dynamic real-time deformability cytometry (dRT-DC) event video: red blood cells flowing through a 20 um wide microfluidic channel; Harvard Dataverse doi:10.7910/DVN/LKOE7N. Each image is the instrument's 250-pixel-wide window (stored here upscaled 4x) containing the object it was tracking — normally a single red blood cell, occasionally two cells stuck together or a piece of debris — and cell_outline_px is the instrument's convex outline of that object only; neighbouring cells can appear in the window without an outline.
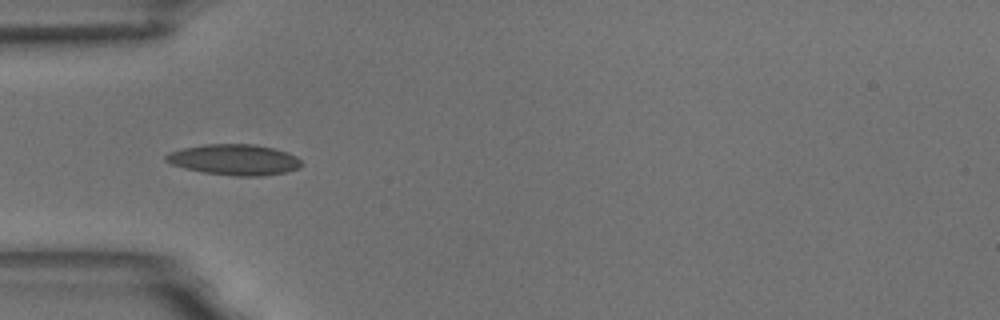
{"species": "common noctule bat (a hibernating species)", "species_latin": "Nyctalus noctula", "temperature_condition": "room temperature", "stored_images_in_passage": 41, "camera_frame_rate_fps": 3000, "um_per_image_px": 0.085, "animal": {"sex": "male", "body_mass_g": 18.8}, "frame": {"image": 1, "passage_image": 1, "time_ms": 0.0, "image_size_px": [1000, 320], "cell_outline_px": [[304, 164], [300, 168], [284, 172], [264, 176], [236, 176], [204, 172], [184, 168], [172, 164], [164, 160], [164, 156], [168, 152], [184, 148], [204, 144], [256, 144], [288, 152], [296, 156]], "centroid_in_image_um": [19.93, 13.57], "position_along_channel_um": 65.1, "area_um2": 24.39}}
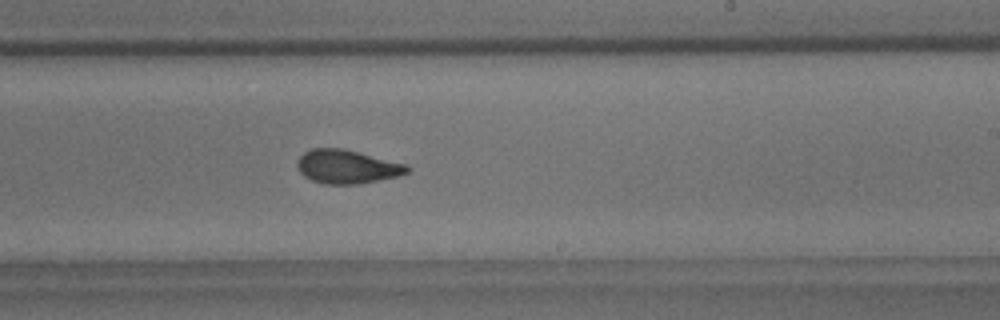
{"frame": {"image": 2, "passage_image": 18, "time_ms": 5.667, "image_size_px": [1000, 320], "cell_outline_px": [[412, 168], [408, 172], [400, 176], [356, 184], [324, 184], [312, 180], [304, 176], [300, 172], [296, 164], [300, 156], [304, 152], [312, 148], [344, 148], [408, 164]], "centroid_in_image_um": [29.53, 14.16], "position_along_channel_um": 259.5, "area_um2": 21.79}}
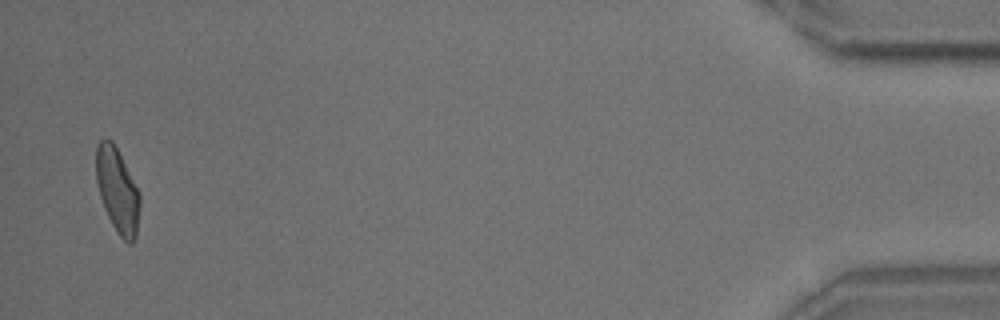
{"frame": {"image": 3, "passage_image": 40, "time_ms": 13.0, "image_size_px": [1000, 320], "cell_outline_px": [[140, 204], [136, 236], [132, 244], [128, 244], [116, 232], [104, 208], [100, 196], [96, 180], [96, 144], [100, 140], [112, 140], [140, 192]], "centroid_in_image_um": [9.98, 16.21], "position_along_channel_um": 425.2, "area_um2": 21.5}, "authors_computed_cell_mechanics": {"area_um2": 21.7906, "velocity_mm_per_s": 3.4282, "shape_relaxation_time_tau1_ms": 4.8798, "shape_relaxation_time_tau2_ms": 2.092, "deformation_change_tau1": 0.1461, "deformation_change_tau2": 0.0881}}